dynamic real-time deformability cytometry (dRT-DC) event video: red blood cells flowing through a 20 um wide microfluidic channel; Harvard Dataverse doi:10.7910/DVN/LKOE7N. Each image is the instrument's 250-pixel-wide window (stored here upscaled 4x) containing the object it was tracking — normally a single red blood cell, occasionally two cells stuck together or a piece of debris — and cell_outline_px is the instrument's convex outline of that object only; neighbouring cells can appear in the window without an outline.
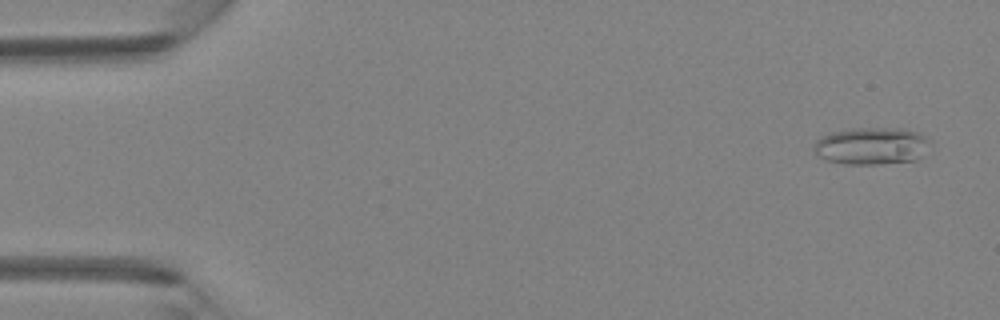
{"species": "Egyptian fruit bat (a non-hibernating species)", "species_latin": "Rousettus aegyptiacus", "temperature_condition": "room temperature", "stored_images_in_passage": 4, "camera_frame_rate_fps": 3000, "um_per_image_px": 0.085, "animal": {"sex": "female"}, "frame": {"image": 1, "passage_image": 1, "time_ms": 0.0, "image_size_px": [1000, 320], "cell_outline_px": [[932, 140], [920, 156], [916, 160], [880, 164], [844, 164], [828, 160], [820, 156], [812, 148], [816, 140], [820, 136], [832, 132], [852, 128], [900, 128], [920, 132]], "centroid_in_image_um": [74.09, 12.39], "position_along_channel_um": 10.9, "area_um2": 25.32}}